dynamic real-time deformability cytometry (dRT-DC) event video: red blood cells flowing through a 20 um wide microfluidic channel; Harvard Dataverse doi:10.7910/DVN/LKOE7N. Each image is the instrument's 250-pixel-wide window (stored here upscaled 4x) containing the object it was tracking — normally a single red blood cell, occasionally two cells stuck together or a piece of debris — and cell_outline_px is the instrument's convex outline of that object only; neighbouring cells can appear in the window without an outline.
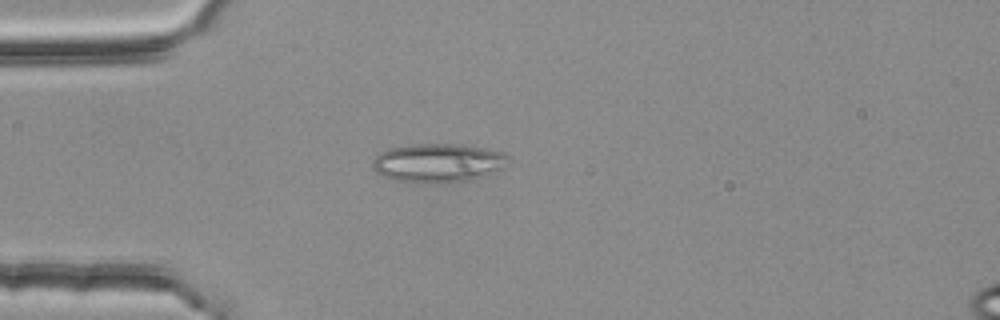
{"species": "common noctule bat (a hibernating species)", "species_latin": "Nyctalus noctula", "temperature_condition": "room temperature", "stored_images_in_passage": 41, "segment_of_instrument_passage": [1, 2], "camera_frame_rate_fps": 3000, "um_per_image_px": 0.085, "animal": {"sex": "female", "body_mass_g": 25.1}, "frame": {"image": 1, "passage_image": 2, "time_ms": 0.333, "image_size_px": [1000, 320], "cell_outline_px": [[512, 164], [488, 176], [472, 180], [440, 184], [416, 184], [392, 180], [384, 176], [372, 164], [376, 156], [380, 152], [388, 148], [416, 144], [460, 144], [484, 148], [504, 152], [512, 156]], "centroid_in_image_um": [37.36, 13.87], "position_along_channel_um": 47.6, "area_um2": 31.67}}